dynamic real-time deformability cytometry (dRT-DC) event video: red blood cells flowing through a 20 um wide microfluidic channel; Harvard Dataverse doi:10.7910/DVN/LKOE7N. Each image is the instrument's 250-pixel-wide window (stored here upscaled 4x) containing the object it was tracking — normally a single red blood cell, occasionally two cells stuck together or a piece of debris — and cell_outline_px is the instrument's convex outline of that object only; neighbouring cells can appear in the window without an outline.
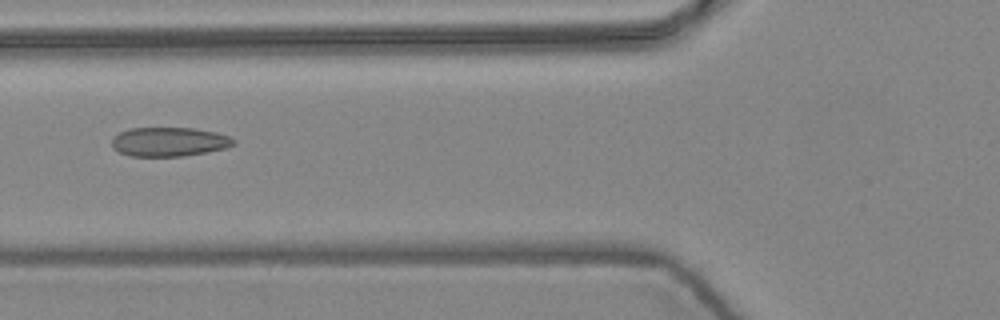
{"species": "common noctule bat (a hibernating species)", "species_latin": "Nyctalus noctula", "temperature_condition": "warm", "stored_images_in_passage": 8, "camera_frame_rate_fps": 3000, "um_per_image_px": 0.085, "animal": {"sex": "female", "body_mass_g": 24.6, "forearm_length_mm": 56.2}, "frame": {"image": 1, "passage_image": 6, "time_ms": 1.667, "image_size_px": [1000, 320], "cell_outline_px": [[236, 144], [228, 148], [208, 152], [184, 156], [132, 156], [120, 152], [112, 148], [112, 140], [120, 132], [128, 128], [192, 128], [216, 132], [228, 136], [236, 140]], "centroid_in_image_um": [14.42, 12.05], "position_along_channel_um": 111.4, "area_um2": 20.75}}
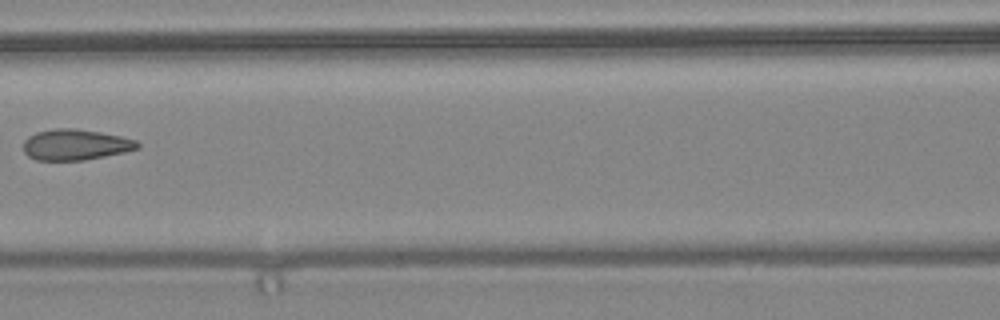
{"frame": {"image": 2, "passage_image": 7, "time_ms": 2.0, "image_size_px": [1000, 320], "cell_outline_px": [[140, 148], [124, 152], [84, 160], [36, 160], [28, 156], [24, 152], [24, 140], [28, 136], [36, 132], [56, 128], [72, 128], [100, 132], [120, 136], [136, 140], [140, 144]], "centroid_in_image_um": [6.4, 12.3], "position_along_channel_um": 160.2, "area_um2": 20.46}}
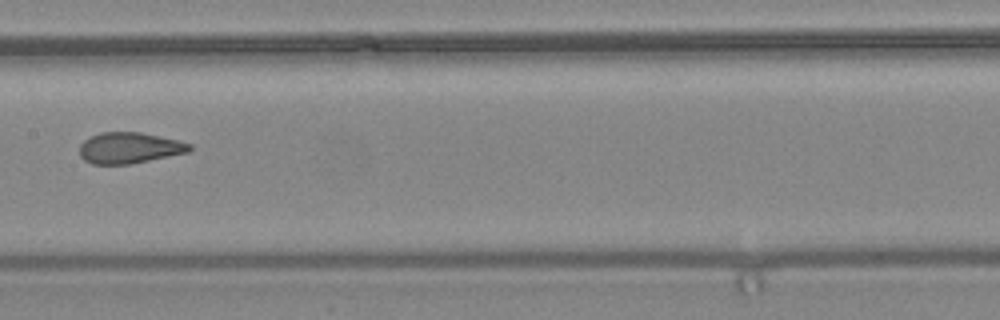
{"frame": {"image": 3, "passage_image": 8, "time_ms": 2.333, "image_size_px": [1000, 320], "cell_outline_px": [[192, 148], [188, 152], [132, 164], [92, 164], [84, 160], [80, 156], [80, 144], [84, 140], [100, 132], [140, 132], [180, 140], [192, 144]], "centroid_in_image_um": [11.01, 12.57], "position_along_channel_um": 196.4, "area_um2": 20.0}}